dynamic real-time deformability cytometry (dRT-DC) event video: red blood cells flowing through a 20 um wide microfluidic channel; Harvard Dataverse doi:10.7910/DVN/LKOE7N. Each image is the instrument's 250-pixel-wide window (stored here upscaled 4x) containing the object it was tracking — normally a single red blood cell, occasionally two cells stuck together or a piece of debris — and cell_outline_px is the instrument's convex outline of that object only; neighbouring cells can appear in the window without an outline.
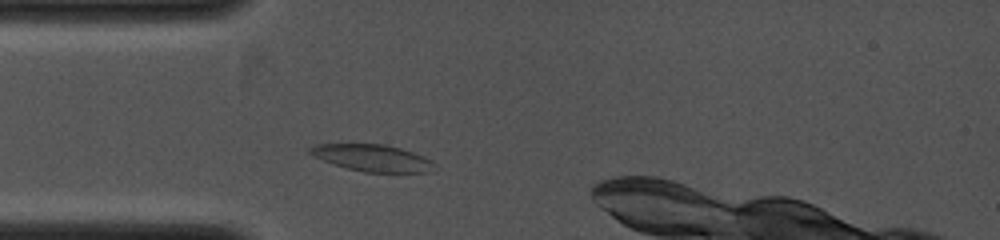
{"species": "common noctule bat (a hibernating species)", "species_latin": "Nyctalus noctula", "temperature_condition": "cold", "stored_images_in_passage": 10, "camera_frame_rate_fps": 4000, "um_per_image_px": 0.085, "animal": {"sex": "female", "body_mass_g": 19.0, "forearm_length_mm": 53.3}, "frame": {"image": 1, "passage_image": 4, "time_ms": 1.0, "image_size_px": [1000, 240], "cell_outline_px": [[436, 172], [364, 172], [348, 168], [312, 156], [304, 152], [308, 148], [316, 144], [384, 144], [400, 148], [424, 156], [432, 160], [436, 164]], "centroid_in_image_um": [31.68, 13.42], "position_along_channel_um": 53.3, "area_um2": 19.59}}
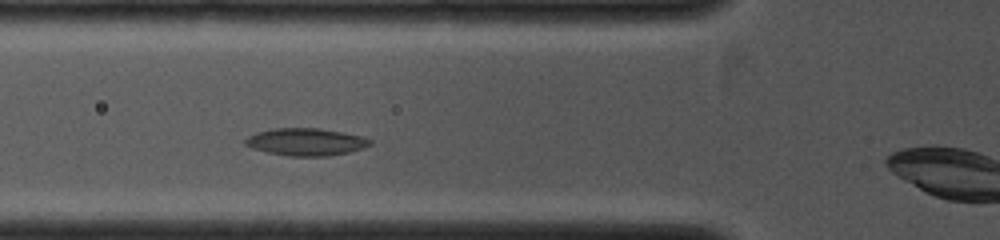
{"frame": {"image": 2, "passage_image": 7, "time_ms": 2.0, "image_size_px": [1000, 240], "cell_outline_px": [[372, 144], [364, 148], [348, 152], [328, 156], [288, 156], [268, 152], [252, 148], [244, 144], [244, 140], [248, 136], [256, 132], [272, 128], [320, 128], [344, 132], [360, 136], [372, 140]], "centroid_in_image_um": [26.0, 12.05], "position_along_channel_um": 99.8, "area_um2": 20.0}}
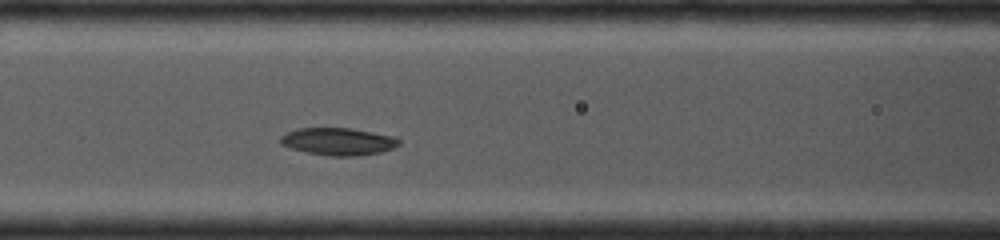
{"frame": {"image": 3, "passage_image": 10, "time_ms": 2.75, "image_size_px": [1000, 240], "cell_outline_px": [[400, 144], [392, 148], [380, 152], [356, 156], [328, 156], [308, 152], [292, 148], [280, 144], [280, 136], [296, 128], [352, 128], [396, 136], [400, 140]], "centroid_in_image_um": [28.77, 12.02], "position_along_channel_um": 137.8, "area_um2": 18.96}}